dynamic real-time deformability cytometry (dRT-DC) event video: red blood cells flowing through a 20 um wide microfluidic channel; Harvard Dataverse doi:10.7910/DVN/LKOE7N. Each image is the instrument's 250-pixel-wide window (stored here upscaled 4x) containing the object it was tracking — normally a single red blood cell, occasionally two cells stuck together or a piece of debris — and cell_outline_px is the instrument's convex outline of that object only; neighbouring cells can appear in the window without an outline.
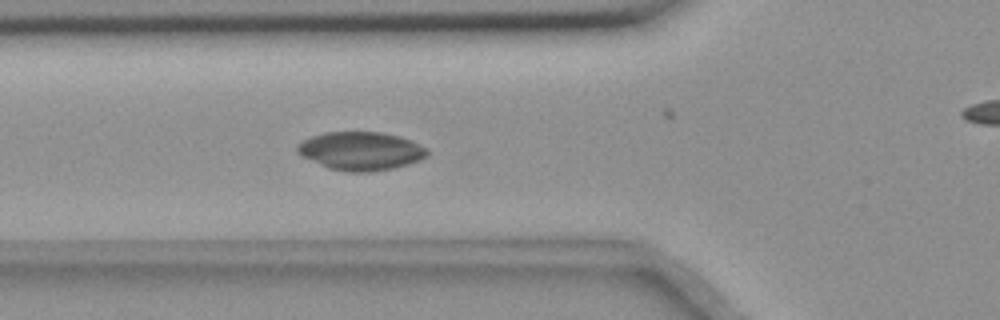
{"species": "common noctule bat (a hibernating species)", "species_latin": "Nyctalus noctula", "temperature_condition": "room temperature", "stored_images_in_passage": 42, "camera_frame_rate_fps": 3000, "um_per_image_px": 0.085, "animal": {"sex": "female", "body_mass_g": 18.4}, "frame": {"image": 1, "passage_image": 5, "time_ms": 1.333, "image_size_px": [1000, 320], "cell_outline_px": [[428, 156], [420, 160], [408, 164], [392, 168], [368, 172], [348, 172], [328, 168], [296, 152], [296, 144], [312, 136], [324, 132], [380, 132], [400, 136], [412, 140], [428, 148]], "centroid_in_image_um": [30.7, 12.83], "position_along_channel_um": 95.1, "area_um2": 29.07}}
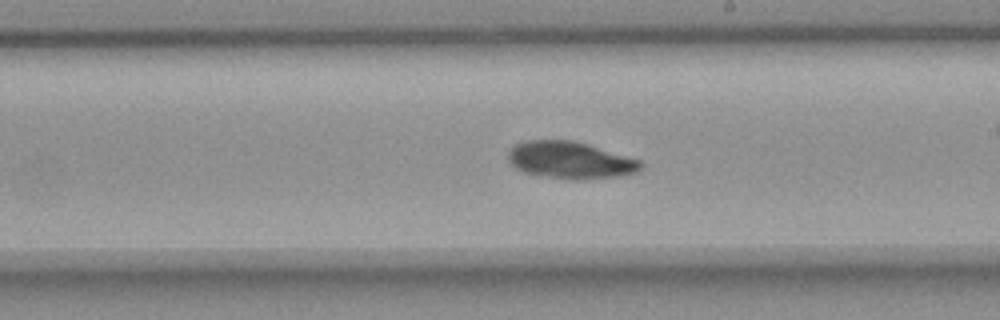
{"frame": {"image": 2, "passage_image": 17, "time_ms": 5.333, "image_size_px": [1000, 320], "cell_outline_px": [[644, 164], [636, 172], [620, 176], [584, 180], [576, 180], [548, 176], [524, 172], [516, 168], [508, 160], [508, 152], [516, 144], [524, 140], [572, 140], [588, 144], [640, 160]], "centroid_in_image_um": [48.48, 13.61], "position_along_channel_um": 240.5, "area_um2": 28.5}}
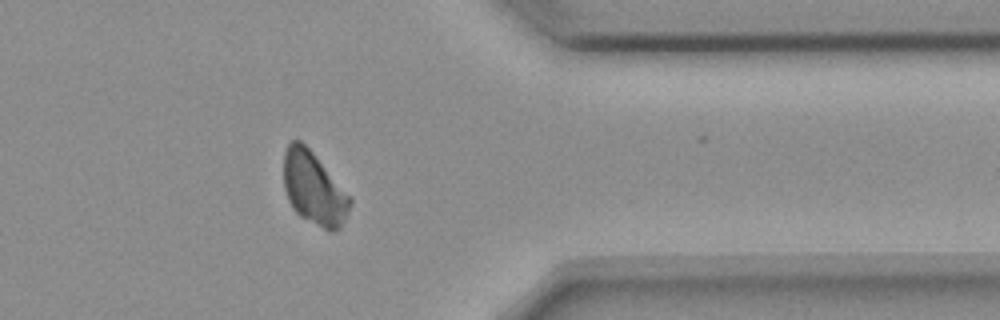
{"frame": {"image": 3, "passage_image": 30, "time_ms": 9.667, "image_size_px": [1000, 320], "cell_outline_px": [[352, 204], [340, 228], [332, 232], [328, 232], [300, 216], [292, 208], [288, 200], [284, 188], [284, 152], [288, 144], [292, 140], [300, 140], [312, 152], [352, 200]], "centroid_in_image_um": [26.65, 16.05], "position_along_channel_um": 384.7, "area_um2": 27.8}, "authors_computed_cell_mechanics": {"area_um2": 28.6399, "velocity_mm_per_s": 3.6369, "shape_relaxation_time_tau1_ms": 3.9214, "shape_relaxation_time_tau2_ms": null, "deformation_change_tau1": null, "deformation_change_tau2": null}}